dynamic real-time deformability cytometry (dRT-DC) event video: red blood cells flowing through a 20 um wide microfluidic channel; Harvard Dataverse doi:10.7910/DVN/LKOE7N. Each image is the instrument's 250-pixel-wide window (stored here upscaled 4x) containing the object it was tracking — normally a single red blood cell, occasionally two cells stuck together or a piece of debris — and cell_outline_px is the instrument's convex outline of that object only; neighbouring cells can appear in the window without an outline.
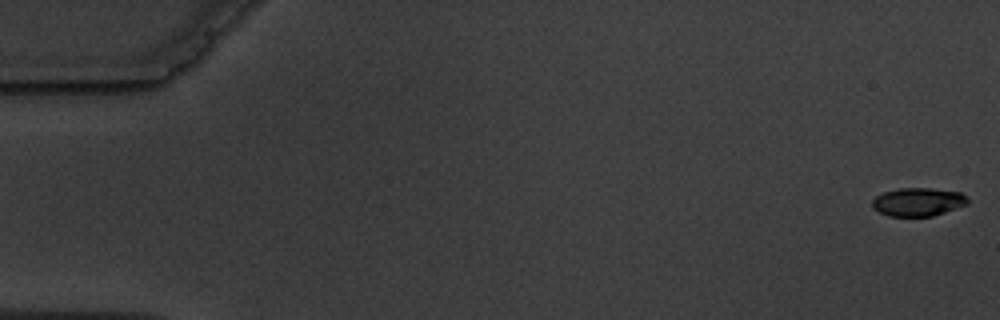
{"species": "common noctule bat (a hibernating species)", "species_latin": "Nyctalus noctula", "temperature_condition": "warm", "stored_images_in_passage": 3, "camera_frame_rate_fps": 3000, "um_per_image_px": 0.085, "animal": {"sex": "male", "body_mass_g": 19.5, "forearm_length_mm": 54.6}, "frame": {"image": 1, "passage_image": 3, "time_ms": 3.0, "image_size_px": [1000, 320], "cell_outline_px": [[968, 204], [932, 216], [888, 216], [872, 208], [872, 200], [876, 196], [884, 192], [900, 188], [928, 188], [960, 192], [968, 200]], "centroid_in_image_um": [78.0, 17.16], "position_along_channel_um": 7.0, "area_um2": 15.61}}